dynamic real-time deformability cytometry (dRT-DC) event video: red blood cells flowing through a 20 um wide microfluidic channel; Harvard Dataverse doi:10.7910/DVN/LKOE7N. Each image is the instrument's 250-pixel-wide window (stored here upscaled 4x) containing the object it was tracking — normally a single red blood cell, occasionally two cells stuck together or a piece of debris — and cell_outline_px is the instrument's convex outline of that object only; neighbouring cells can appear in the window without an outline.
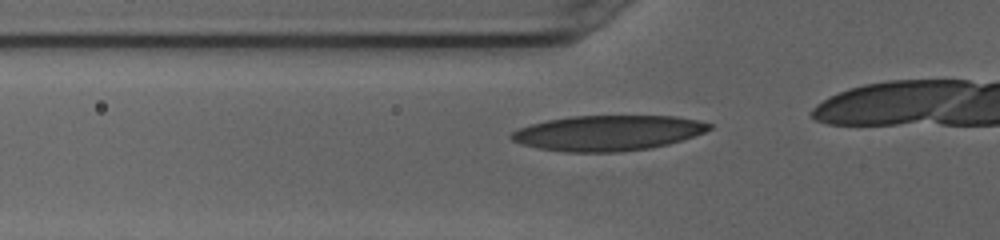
{"species": "human", "species_latin": "Homo sapiens", "temperature_condition": "cold", "stored_images_in_passage": 9, "camera_frame_rate_fps": 3000, "um_per_image_px": 0.085, "donor": {"sex": "female"}, "frame": {"image": 1, "passage_image": 2, "time_ms": 0.333, "image_size_px": [1000, 240], "cell_outline_px": [[712, 128], [704, 132], [668, 144], [652, 148], [620, 152], [564, 152], [536, 148], [520, 144], [512, 140], [508, 136], [512, 132], [520, 128], [532, 124], [548, 120], [572, 116], [676, 116], [696, 120], [712, 124]], "centroid_in_image_um": [51.64, 11.31], "position_along_channel_um": 74.2, "area_um2": 40.69}}
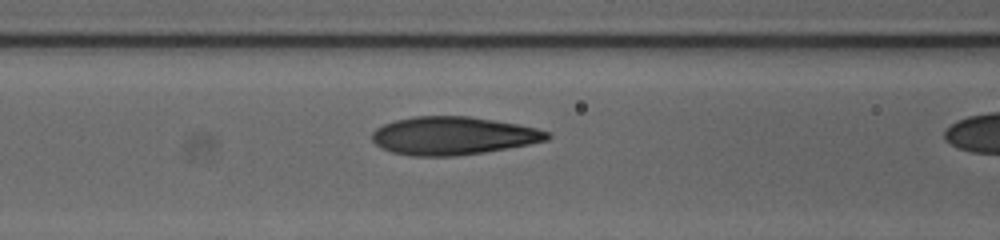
{"frame": {"image": 2, "passage_image": 6, "time_ms": 1.667, "image_size_px": [1000, 240], "cell_outline_px": [[552, 136], [548, 140], [508, 148], [484, 152], [456, 156], [412, 156], [392, 152], [380, 148], [372, 140], [372, 132], [376, 128], [384, 124], [396, 120], [412, 116], [468, 116], [516, 124], [536, 128], [548, 132]], "centroid_in_image_um": [38.48, 11.54], "position_along_channel_um": 128.1, "area_um2": 38.78}}